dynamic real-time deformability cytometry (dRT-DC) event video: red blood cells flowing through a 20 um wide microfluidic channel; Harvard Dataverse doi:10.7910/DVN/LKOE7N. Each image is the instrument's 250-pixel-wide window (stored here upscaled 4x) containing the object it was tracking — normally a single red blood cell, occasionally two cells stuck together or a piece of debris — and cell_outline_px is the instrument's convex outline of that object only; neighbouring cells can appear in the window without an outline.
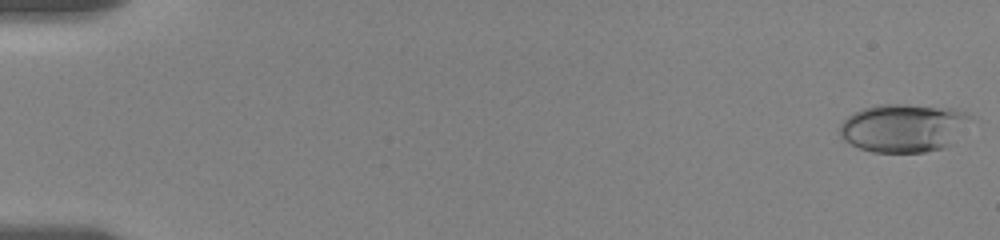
{"species": "human", "species_latin": "Homo sapiens", "temperature_condition": "room temperature", "stored_images_in_passage": 19, "camera_frame_rate_fps": 3000, "um_per_image_px": 0.085, "donor": {"sex": "female"}, "frame": {"image": 1, "passage_image": 1, "time_ms": 0.0, "image_size_px": [1000, 240], "cell_outline_px": [[976, 116], [944, 148], [924, 152], [872, 152], [860, 148], [844, 140], [840, 136], [840, 124], [852, 112], [876, 104], [908, 104], [956, 108], [968, 112]], "centroid_in_image_um": [76.81, 10.84], "position_along_channel_um": 8.2, "area_um2": 37.05}}
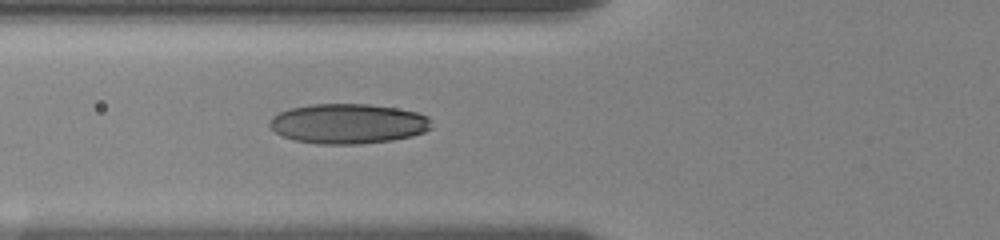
{"frame": {"image": 2, "passage_image": 14, "time_ms": 7.0, "image_size_px": [1000, 240], "cell_outline_px": [[432, 128], [424, 132], [412, 136], [392, 140], [360, 144], [316, 144], [296, 140], [284, 136], [276, 132], [268, 124], [272, 116], [280, 112], [292, 108], [312, 104], [368, 104], [396, 108], [416, 112], [428, 116], [432, 120]], "centroid_in_image_um": [29.62, 10.51], "position_along_channel_um": 96.2, "area_um2": 37.69}}
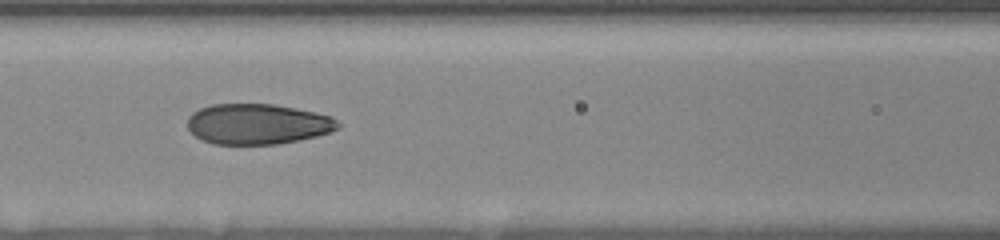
{"frame": {"image": 3, "passage_image": 17, "time_ms": 8.333, "image_size_px": [1000, 240], "cell_outline_px": [[340, 128], [316, 136], [300, 140], [276, 144], [212, 144], [200, 140], [188, 128], [188, 116], [192, 112], [200, 108], [212, 104], [272, 104], [296, 108], [332, 116], [340, 124]], "centroid_in_image_um": [21.88, 10.54], "position_along_channel_um": 144.7, "area_um2": 35.6}}